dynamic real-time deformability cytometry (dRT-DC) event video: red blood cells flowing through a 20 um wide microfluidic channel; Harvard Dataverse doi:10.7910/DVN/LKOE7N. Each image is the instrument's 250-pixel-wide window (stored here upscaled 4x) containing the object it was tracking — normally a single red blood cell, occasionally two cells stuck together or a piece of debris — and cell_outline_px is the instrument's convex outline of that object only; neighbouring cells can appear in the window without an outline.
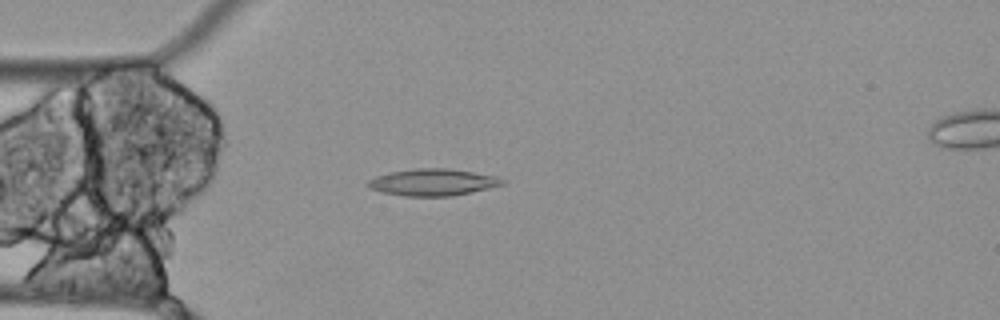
{"species": "Egyptian fruit bat (a non-hibernating species)", "species_latin": "Rousettus aegyptiacus", "temperature_condition": "cold", "stored_images_in_passage": 14, "camera_frame_rate_fps": 3000, "um_per_image_px": 0.085, "animal": {"sex": "female"}, "frame": {"image": 1, "passage_image": 2, "time_ms": 0.333, "image_size_px": [1000, 320], "cell_outline_px": [[504, 184], [472, 192], [452, 196], [404, 196], [384, 192], [372, 188], [364, 184], [368, 180], [376, 176], [388, 172], [412, 168], [448, 168], [496, 176], [504, 180]], "centroid_in_image_um": [36.76, 15.48], "position_along_channel_um": 48.2, "area_um2": 20.98}}
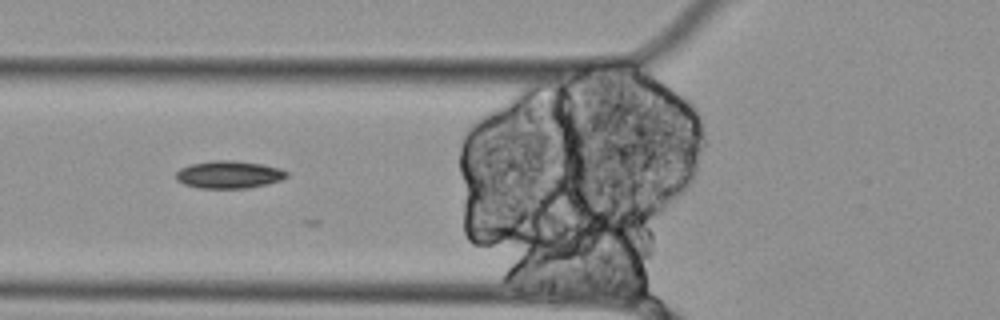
{"frame": {"image": 2, "passage_image": 7, "time_ms": 2.0, "image_size_px": [1000, 320], "cell_outline_px": [[288, 176], [280, 180], [268, 184], [248, 188], [200, 188], [184, 184], [176, 180], [176, 172], [180, 168], [192, 164], [212, 160], [236, 160], [264, 164], [280, 168], [288, 172]], "centroid_in_image_um": [19.48, 14.83], "position_along_channel_um": 106.3, "area_um2": 17.92}}
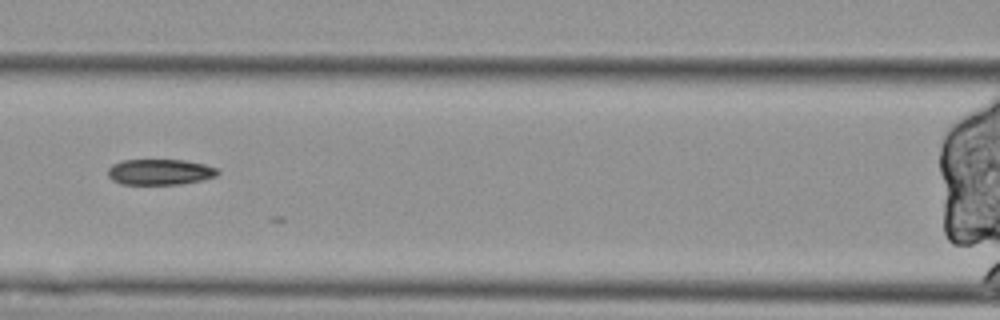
{"frame": {"image": 3, "passage_image": 11, "time_ms": 3.333, "image_size_px": [1000, 320], "cell_outline_px": [[220, 172], [216, 176], [200, 180], [180, 184], [120, 184], [112, 180], [108, 176], [108, 168], [112, 164], [120, 160], [184, 160], [204, 164], [216, 168]], "centroid_in_image_um": [13.56, 14.61], "position_along_channel_um": 153.0, "area_um2": 16.47}}